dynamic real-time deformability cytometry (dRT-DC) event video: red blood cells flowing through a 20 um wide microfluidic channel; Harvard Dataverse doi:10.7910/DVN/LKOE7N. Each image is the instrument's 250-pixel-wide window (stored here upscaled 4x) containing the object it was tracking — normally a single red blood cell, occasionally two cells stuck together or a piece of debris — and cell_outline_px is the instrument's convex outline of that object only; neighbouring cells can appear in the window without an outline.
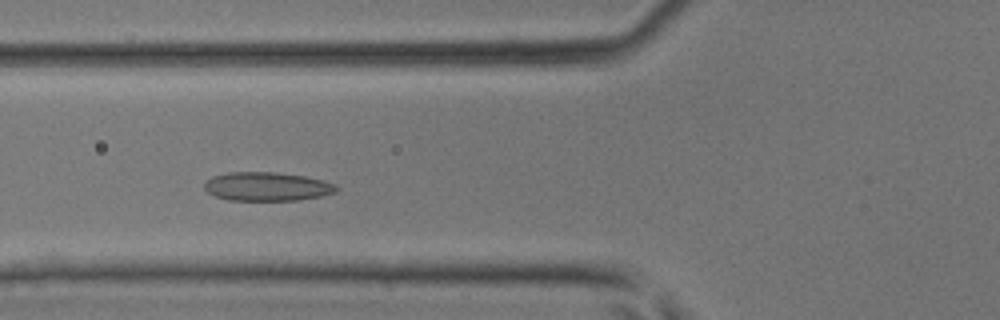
{"species": "common noctule bat (a hibernating species)", "species_latin": "Nyctalus noctula", "temperature_condition": "room temperature", "stored_images_in_passage": 42, "segment_of_instrument_passage": [1, 2], "camera_frame_rate_fps": 3000, "um_per_image_px": 0.085, "animal": {"sex": "male", "body_mass_g": 17.9, "forearm_length_mm": 54.2}, "frame": {"image": 1, "passage_image": 13, "time_ms": 4.0, "image_size_px": [1000, 320], "cell_outline_px": [[340, 188], [336, 192], [320, 196], [300, 200], [228, 200], [216, 196], [208, 192], [204, 188], [204, 184], [212, 176], [228, 172], [276, 172], [304, 176], [336, 184]], "centroid_in_image_um": [22.7, 15.85], "position_along_channel_um": 103.1, "area_um2": 22.08}}
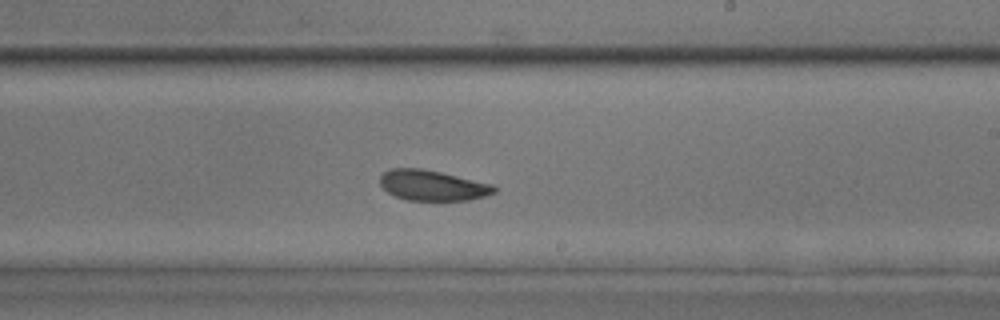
{"frame": {"image": 2, "passage_image": 23, "time_ms": 7.333, "image_size_px": [1000, 320], "cell_outline_px": [[496, 192], [484, 196], [468, 200], [408, 200], [396, 196], [388, 192], [380, 184], [380, 176], [384, 172], [392, 168], [420, 168], [440, 172], [492, 184], [496, 188]], "centroid_in_image_um": [36.75, 15.75], "position_along_channel_um": 252.3, "area_um2": 20.0}}
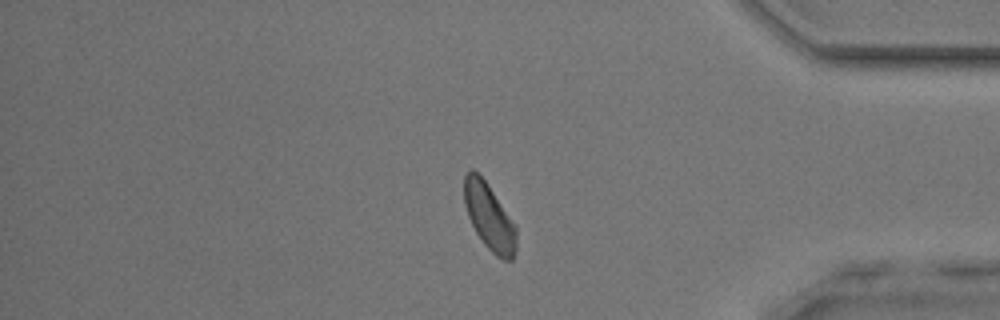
{"frame": {"image": 3, "passage_image": 34, "time_ms": 11.0, "image_size_px": [1000, 320], "cell_outline_px": [[516, 252], [512, 260], [500, 260], [484, 244], [476, 232], [468, 216], [464, 204], [464, 172], [468, 168], [472, 168], [484, 180], [516, 224]], "centroid_in_image_um": [41.59, 18.44], "position_along_channel_um": 393.6, "area_um2": 20.29}}